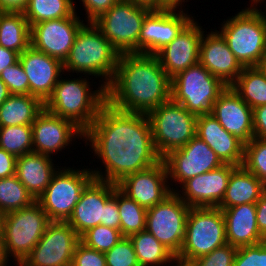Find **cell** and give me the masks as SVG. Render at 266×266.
<instances>
[{
  "mask_svg": "<svg viewBox=\"0 0 266 266\" xmlns=\"http://www.w3.org/2000/svg\"><path fill=\"white\" fill-rule=\"evenodd\" d=\"M91 142L102 160L105 173L91 170L95 179L118 183L131 173L145 170L162 160L157 153L147 115L120 111L107 102L83 140Z\"/></svg>",
  "mask_w": 266,
  "mask_h": 266,
  "instance_id": "6da1fadb",
  "label": "cell"
},
{
  "mask_svg": "<svg viewBox=\"0 0 266 266\" xmlns=\"http://www.w3.org/2000/svg\"><path fill=\"white\" fill-rule=\"evenodd\" d=\"M171 99V78L156 55L122 53L106 87V102L120 111L147 115Z\"/></svg>",
  "mask_w": 266,
  "mask_h": 266,
  "instance_id": "7a4b0ae2",
  "label": "cell"
},
{
  "mask_svg": "<svg viewBox=\"0 0 266 266\" xmlns=\"http://www.w3.org/2000/svg\"><path fill=\"white\" fill-rule=\"evenodd\" d=\"M58 80L52 95L47 99L45 109L50 113L71 120L85 132L97 118L106 103V88L101 84L91 91L86 78Z\"/></svg>",
  "mask_w": 266,
  "mask_h": 266,
  "instance_id": "3957f363",
  "label": "cell"
},
{
  "mask_svg": "<svg viewBox=\"0 0 266 266\" xmlns=\"http://www.w3.org/2000/svg\"><path fill=\"white\" fill-rule=\"evenodd\" d=\"M87 23L79 29L63 68L68 72L75 71L96 78L102 76L106 88L115 74L120 53L93 22Z\"/></svg>",
  "mask_w": 266,
  "mask_h": 266,
  "instance_id": "277c9868",
  "label": "cell"
},
{
  "mask_svg": "<svg viewBox=\"0 0 266 266\" xmlns=\"http://www.w3.org/2000/svg\"><path fill=\"white\" fill-rule=\"evenodd\" d=\"M250 7L222 23L219 32L243 67L261 66L266 58V24L262 11L254 5Z\"/></svg>",
  "mask_w": 266,
  "mask_h": 266,
  "instance_id": "5b68a950",
  "label": "cell"
},
{
  "mask_svg": "<svg viewBox=\"0 0 266 266\" xmlns=\"http://www.w3.org/2000/svg\"><path fill=\"white\" fill-rule=\"evenodd\" d=\"M227 244L223 212L218 207H191L177 260L191 263Z\"/></svg>",
  "mask_w": 266,
  "mask_h": 266,
  "instance_id": "8992f818",
  "label": "cell"
},
{
  "mask_svg": "<svg viewBox=\"0 0 266 266\" xmlns=\"http://www.w3.org/2000/svg\"><path fill=\"white\" fill-rule=\"evenodd\" d=\"M226 87L198 62L171 79V99L196 116L213 114L214 103Z\"/></svg>",
  "mask_w": 266,
  "mask_h": 266,
  "instance_id": "52a82bcc",
  "label": "cell"
},
{
  "mask_svg": "<svg viewBox=\"0 0 266 266\" xmlns=\"http://www.w3.org/2000/svg\"><path fill=\"white\" fill-rule=\"evenodd\" d=\"M150 7L120 0L93 23L118 53H139V37Z\"/></svg>",
  "mask_w": 266,
  "mask_h": 266,
  "instance_id": "ba28073f",
  "label": "cell"
},
{
  "mask_svg": "<svg viewBox=\"0 0 266 266\" xmlns=\"http://www.w3.org/2000/svg\"><path fill=\"white\" fill-rule=\"evenodd\" d=\"M51 223L41 205L31 206L5 214L3 242L6 257H13L17 265L31 253Z\"/></svg>",
  "mask_w": 266,
  "mask_h": 266,
  "instance_id": "9c48e42d",
  "label": "cell"
},
{
  "mask_svg": "<svg viewBox=\"0 0 266 266\" xmlns=\"http://www.w3.org/2000/svg\"><path fill=\"white\" fill-rule=\"evenodd\" d=\"M147 117L155 149L161 158L196 136L197 116L172 99L160 104Z\"/></svg>",
  "mask_w": 266,
  "mask_h": 266,
  "instance_id": "30bf717a",
  "label": "cell"
},
{
  "mask_svg": "<svg viewBox=\"0 0 266 266\" xmlns=\"http://www.w3.org/2000/svg\"><path fill=\"white\" fill-rule=\"evenodd\" d=\"M93 179V173L87 168H58L37 202L51 222H67L83 190Z\"/></svg>",
  "mask_w": 266,
  "mask_h": 266,
  "instance_id": "8fae6325",
  "label": "cell"
},
{
  "mask_svg": "<svg viewBox=\"0 0 266 266\" xmlns=\"http://www.w3.org/2000/svg\"><path fill=\"white\" fill-rule=\"evenodd\" d=\"M190 208L176 192H172L162 202L147 209L145 230L175 257L183 245Z\"/></svg>",
  "mask_w": 266,
  "mask_h": 266,
  "instance_id": "7c38bea8",
  "label": "cell"
},
{
  "mask_svg": "<svg viewBox=\"0 0 266 266\" xmlns=\"http://www.w3.org/2000/svg\"><path fill=\"white\" fill-rule=\"evenodd\" d=\"M80 237L67 222H51L19 266H71Z\"/></svg>",
  "mask_w": 266,
  "mask_h": 266,
  "instance_id": "4fadbf2b",
  "label": "cell"
},
{
  "mask_svg": "<svg viewBox=\"0 0 266 266\" xmlns=\"http://www.w3.org/2000/svg\"><path fill=\"white\" fill-rule=\"evenodd\" d=\"M168 179L183 184L190 178L215 170L224 165L216 153L198 136L182 148L169 152L162 158Z\"/></svg>",
  "mask_w": 266,
  "mask_h": 266,
  "instance_id": "5bb4252c",
  "label": "cell"
},
{
  "mask_svg": "<svg viewBox=\"0 0 266 266\" xmlns=\"http://www.w3.org/2000/svg\"><path fill=\"white\" fill-rule=\"evenodd\" d=\"M84 24L76 12L70 17L36 23L31 26V46L64 62Z\"/></svg>",
  "mask_w": 266,
  "mask_h": 266,
  "instance_id": "9a60e30c",
  "label": "cell"
},
{
  "mask_svg": "<svg viewBox=\"0 0 266 266\" xmlns=\"http://www.w3.org/2000/svg\"><path fill=\"white\" fill-rule=\"evenodd\" d=\"M168 180L165 163L161 160L145 170L128 174L116 184L127 197L148 209L175 192L167 185Z\"/></svg>",
  "mask_w": 266,
  "mask_h": 266,
  "instance_id": "2e32d148",
  "label": "cell"
},
{
  "mask_svg": "<svg viewBox=\"0 0 266 266\" xmlns=\"http://www.w3.org/2000/svg\"><path fill=\"white\" fill-rule=\"evenodd\" d=\"M153 9L144 19L139 37V53L155 55L171 43L192 20L181 9Z\"/></svg>",
  "mask_w": 266,
  "mask_h": 266,
  "instance_id": "e0dca14e",
  "label": "cell"
},
{
  "mask_svg": "<svg viewBox=\"0 0 266 266\" xmlns=\"http://www.w3.org/2000/svg\"><path fill=\"white\" fill-rule=\"evenodd\" d=\"M237 167L224 164L220 168L197 175L182 184L179 197L190 207H218L222 202L231 173Z\"/></svg>",
  "mask_w": 266,
  "mask_h": 266,
  "instance_id": "ac0fdd59",
  "label": "cell"
},
{
  "mask_svg": "<svg viewBox=\"0 0 266 266\" xmlns=\"http://www.w3.org/2000/svg\"><path fill=\"white\" fill-rule=\"evenodd\" d=\"M202 30V26L192 19L171 43L155 54L171 79L199 62Z\"/></svg>",
  "mask_w": 266,
  "mask_h": 266,
  "instance_id": "d6986e66",
  "label": "cell"
},
{
  "mask_svg": "<svg viewBox=\"0 0 266 266\" xmlns=\"http://www.w3.org/2000/svg\"><path fill=\"white\" fill-rule=\"evenodd\" d=\"M33 152L51 157L66 148L72 138L84 137V132L71 120L44 109L32 123Z\"/></svg>",
  "mask_w": 266,
  "mask_h": 266,
  "instance_id": "ffe728a7",
  "label": "cell"
},
{
  "mask_svg": "<svg viewBox=\"0 0 266 266\" xmlns=\"http://www.w3.org/2000/svg\"><path fill=\"white\" fill-rule=\"evenodd\" d=\"M19 61L28 76L29 94L45 103L52 95L61 72H64L63 62L34 49L31 45L20 54Z\"/></svg>",
  "mask_w": 266,
  "mask_h": 266,
  "instance_id": "44dd1931",
  "label": "cell"
},
{
  "mask_svg": "<svg viewBox=\"0 0 266 266\" xmlns=\"http://www.w3.org/2000/svg\"><path fill=\"white\" fill-rule=\"evenodd\" d=\"M220 125L244 145L254 137L253 109L227 86L214 103L213 114Z\"/></svg>",
  "mask_w": 266,
  "mask_h": 266,
  "instance_id": "7402d4cb",
  "label": "cell"
},
{
  "mask_svg": "<svg viewBox=\"0 0 266 266\" xmlns=\"http://www.w3.org/2000/svg\"><path fill=\"white\" fill-rule=\"evenodd\" d=\"M116 188V183L95 178L85 187L67 220L79 237L90 228L103 225L104 205Z\"/></svg>",
  "mask_w": 266,
  "mask_h": 266,
  "instance_id": "603a6c76",
  "label": "cell"
},
{
  "mask_svg": "<svg viewBox=\"0 0 266 266\" xmlns=\"http://www.w3.org/2000/svg\"><path fill=\"white\" fill-rule=\"evenodd\" d=\"M206 36V38H205ZM201 38L199 62L226 86H231L243 70V66L229 49L219 31H211Z\"/></svg>",
  "mask_w": 266,
  "mask_h": 266,
  "instance_id": "cb8c5ba5",
  "label": "cell"
},
{
  "mask_svg": "<svg viewBox=\"0 0 266 266\" xmlns=\"http://www.w3.org/2000/svg\"><path fill=\"white\" fill-rule=\"evenodd\" d=\"M196 136L216 153L223 164L242 166L244 144L227 132L212 114L197 116Z\"/></svg>",
  "mask_w": 266,
  "mask_h": 266,
  "instance_id": "d4e9b609",
  "label": "cell"
},
{
  "mask_svg": "<svg viewBox=\"0 0 266 266\" xmlns=\"http://www.w3.org/2000/svg\"><path fill=\"white\" fill-rule=\"evenodd\" d=\"M225 221L227 243L240 248L259 244L264 237L257 227L256 205L248 203L221 209Z\"/></svg>",
  "mask_w": 266,
  "mask_h": 266,
  "instance_id": "484cf974",
  "label": "cell"
},
{
  "mask_svg": "<svg viewBox=\"0 0 266 266\" xmlns=\"http://www.w3.org/2000/svg\"><path fill=\"white\" fill-rule=\"evenodd\" d=\"M52 161L50 156L35 152L17 157L15 175L36 201L57 170Z\"/></svg>",
  "mask_w": 266,
  "mask_h": 266,
  "instance_id": "4316f807",
  "label": "cell"
},
{
  "mask_svg": "<svg viewBox=\"0 0 266 266\" xmlns=\"http://www.w3.org/2000/svg\"><path fill=\"white\" fill-rule=\"evenodd\" d=\"M266 191V185L243 166L237 167L229 178L225 196L218 208L256 203Z\"/></svg>",
  "mask_w": 266,
  "mask_h": 266,
  "instance_id": "83f0119b",
  "label": "cell"
},
{
  "mask_svg": "<svg viewBox=\"0 0 266 266\" xmlns=\"http://www.w3.org/2000/svg\"><path fill=\"white\" fill-rule=\"evenodd\" d=\"M44 109V102L36 96L11 94L0 106V127L32 125Z\"/></svg>",
  "mask_w": 266,
  "mask_h": 266,
  "instance_id": "f1b7e54d",
  "label": "cell"
},
{
  "mask_svg": "<svg viewBox=\"0 0 266 266\" xmlns=\"http://www.w3.org/2000/svg\"><path fill=\"white\" fill-rule=\"evenodd\" d=\"M31 45V27L23 12L0 11V46L19 54Z\"/></svg>",
  "mask_w": 266,
  "mask_h": 266,
  "instance_id": "f546056e",
  "label": "cell"
},
{
  "mask_svg": "<svg viewBox=\"0 0 266 266\" xmlns=\"http://www.w3.org/2000/svg\"><path fill=\"white\" fill-rule=\"evenodd\" d=\"M231 86L252 109L266 105V72L261 66L244 67Z\"/></svg>",
  "mask_w": 266,
  "mask_h": 266,
  "instance_id": "4dcf8cb0",
  "label": "cell"
},
{
  "mask_svg": "<svg viewBox=\"0 0 266 266\" xmlns=\"http://www.w3.org/2000/svg\"><path fill=\"white\" fill-rule=\"evenodd\" d=\"M140 266H163L174 263L175 256L146 230L129 236Z\"/></svg>",
  "mask_w": 266,
  "mask_h": 266,
  "instance_id": "1f68e13d",
  "label": "cell"
},
{
  "mask_svg": "<svg viewBox=\"0 0 266 266\" xmlns=\"http://www.w3.org/2000/svg\"><path fill=\"white\" fill-rule=\"evenodd\" d=\"M75 12L73 0H29L23 11L30 27L43 21L70 17Z\"/></svg>",
  "mask_w": 266,
  "mask_h": 266,
  "instance_id": "d6a6232c",
  "label": "cell"
},
{
  "mask_svg": "<svg viewBox=\"0 0 266 266\" xmlns=\"http://www.w3.org/2000/svg\"><path fill=\"white\" fill-rule=\"evenodd\" d=\"M35 201L16 175L0 178V208L5 214L29 207Z\"/></svg>",
  "mask_w": 266,
  "mask_h": 266,
  "instance_id": "836d02e7",
  "label": "cell"
},
{
  "mask_svg": "<svg viewBox=\"0 0 266 266\" xmlns=\"http://www.w3.org/2000/svg\"><path fill=\"white\" fill-rule=\"evenodd\" d=\"M118 209L120 216V232L123 237L144 231L146 227L147 209L140 206L118 189Z\"/></svg>",
  "mask_w": 266,
  "mask_h": 266,
  "instance_id": "e575fe53",
  "label": "cell"
},
{
  "mask_svg": "<svg viewBox=\"0 0 266 266\" xmlns=\"http://www.w3.org/2000/svg\"><path fill=\"white\" fill-rule=\"evenodd\" d=\"M0 148L16 157L33 152L32 125L0 127Z\"/></svg>",
  "mask_w": 266,
  "mask_h": 266,
  "instance_id": "d590c367",
  "label": "cell"
},
{
  "mask_svg": "<svg viewBox=\"0 0 266 266\" xmlns=\"http://www.w3.org/2000/svg\"><path fill=\"white\" fill-rule=\"evenodd\" d=\"M242 166L266 185V139L253 137L244 145Z\"/></svg>",
  "mask_w": 266,
  "mask_h": 266,
  "instance_id": "8d00e7d4",
  "label": "cell"
},
{
  "mask_svg": "<svg viewBox=\"0 0 266 266\" xmlns=\"http://www.w3.org/2000/svg\"><path fill=\"white\" fill-rule=\"evenodd\" d=\"M122 237L123 236L118 229L110 228L104 225H97L84 232L80 236V242L91 249L105 253L110 250Z\"/></svg>",
  "mask_w": 266,
  "mask_h": 266,
  "instance_id": "74e56055",
  "label": "cell"
},
{
  "mask_svg": "<svg viewBox=\"0 0 266 266\" xmlns=\"http://www.w3.org/2000/svg\"><path fill=\"white\" fill-rule=\"evenodd\" d=\"M104 254L106 257V266H140L129 237H122Z\"/></svg>",
  "mask_w": 266,
  "mask_h": 266,
  "instance_id": "f35d334b",
  "label": "cell"
},
{
  "mask_svg": "<svg viewBox=\"0 0 266 266\" xmlns=\"http://www.w3.org/2000/svg\"><path fill=\"white\" fill-rule=\"evenodd\" d=\"M0 79L6 84L11 94H29V81L25 70L18 61L0 73Z\"/></svg>",
  "mask_w": 266,
  "mask_h": 266,
  "instance_id": "ab89813d",
  "label": "cell"
},
{
  "mask_svg": "<svg viewBox=\"0 0 266 266\" xmlns=\"http://www.w3.org/2000/svg\"><path fill=\"white\" fill-rule=\"evenodd\" d=\"M237 247L225 244L211 253L192 261L193 266H233Z\"/></svg>",
  "mask_w": 266,
  "mask_h": 266,
  "instance_id": "60d3db41",
  "label": "cell"
},
{
  "mask_svg": "<svg viewBox=\"0 0 266 266\" xmlns=\"http://www.w3.org/2000/svg\"><path fill=\"white\" fill-rule=\"evenodd\" d=\"M233 266H266V249L261 242L237 249Z\"/></svg>",
  "mask_w": 266,
  "mask_h": 266,
  "instance_id": "b9f144b4",
  "label": "cell"
},
{
  "mask_svg": "<svg viewBox=\"0 0 266 266\" xmlns=\"http://www.w3.org/2000/svg\"><path fill=\"white\" fill-rule=\"evenodd\" d=\"M71 266H106V257L103 252L79 242L72 257Z\"/></svg>",
  "mask_w": 266,
  "mask_h": 266,
  "instance_id": "7bdbcfd3",
  "label": "cell"
},
{
  "mask_svg": "<svg viewBox=\"0 0 266 266\" xmlns=\"http://www.w3.org/2000/svg\"><path fill=\"white\" fill-rule=\"evenodd\" d=\"M103 225L120 230V216L118 209V188L104 205Z\"/></svg>",
  "mask_w": 266,
  "mask_h": 266,
  "instance_id": "ee69618b",
  "label": "cell"
},
{
  "mask_svg": "<svg viewBox=\"0 0 266 266\" xmlns=\"http://www.w3.org/2000/svg\"><path fill=\"white\" fill-rule=\"evenodd\" d=\"M85 7L88 22H93L120 0H81Z\"/></svg>",
  "mask_w": 266,
  "mask_h": 266,
  "instance_id": "f6af8a7d",
  "label": "cell"
},
{
  "mask_svg": "<svg viewBox=\"0 0 266 266\" xmlns=\"http://www.w3.org/2000/svg\"><path fill=\"white\" fill-rule=\"evenodd\" d=\"M17 157L0 148V178H7L16 174Z\"/></svg>",
  "mask_w": 266,
  "mask_h": 266,
  "instance_id": "bcb514c9",
  "label": "cell"
},
{
  "mask_svg": "<svg viewBox=\"0 0 266 266\" xmlns=\"http://www.w3.org/2000/svg\"><path fill=\"white\" fill-rule=\"evenodd\" d=\"M254 137L266 139V105L253 109Z\"/></svg>",
  "mask_w": 266,
  "mask_h": 266,
  "instance_id": "7dc6e473",
  "label": "cell"
},
{
  "mask_svg": "<svg viewBox=\"0 0 266 266\" xmlns=\"http://www.w3.org/2000/svg\"><path fill=\"white\" fill-rule=\"evenodd\" d=\"M256 205L257 227L261 235L266 237V191L262 194Z\"/></svg>",
  "mask_w": 266,
  "mask_h": 266,
  "instance_id": "c3c4849f",
  "label": "cell"
},
{
  "mask_svg": "<svg viewBox=\"0 0 266 266\" xmlns=\"http://www.w3.org/2000/svg\"><path fill=\"white\" fill-rule=\"evenodd\" d=\"M20 54L0 46V73L19 61Z\"/></svg>",
  "mask_w": 266,
  "mask_h": 266,
  "instance_id": "681fc988",
  "label": "cell"
},
{
  "mask_svg": "<svg viewBox=\"0 0 266 266\" xmlns=\"http://www.w3.org/2000/svg\"><path fill=\"white\" fill-rule=\"evenodd\" d=\"M29 0H0V11L23 12Z\"/></svg>",
  "mask_w": 266,
  "mask_h": 266,
  "instance_id": "f907efd6",
  "label": "cell"
},
{
  "mask_svg": "<svg viewBox=\"0 0 266 266\" xmlns=\"http://www.w3.org/2000/svg\"><path fill=\"white\" fill-rule=\"evenodd\" d=\"M136 4L150 7L151 9H162V0H131Z\"/></svg>",
  "mask_w": 266,
  "mask_h": 266,
  "instance_id": "816d5d0a",
  "label": "cell"
},
{
  "mask_svg": "<svg viewBox=\"0 0 266 266\" xmlns=\"http://www.w3.org/2000/svg\"><path fill=\"white\" fill-rule=\"evenodd\" d=\"M8 261L4 250L3 230L2 226H0V266H7Z\"/></svg>",
  "mask_w": 266,
  "mask_h": 266,
  "instance_id": "f5cc1de1",
  "label": "cell"
},
{
  "mask_svg": "<svg viewBox=\"0 0 266 266\" xmlns=\"http://www.w3.org/2000/svg\"><path fill=\"white\" fill-rule=\"evenodd\" d=\"M11 95L6 84L0 79V106L5 102V100Z\"/></svg>",
  "mask_w": 266,
  "mask_h": 266,
  "instance_id": "db71d44e",
  "label": "cell"
},
{
  "mask_svg": "<svg viewBox=\"0 0 266 266\" xmlns=\"http://www.w3.org/2000/svg\"><path fill=\"white\" fill-rule=\"evenodd\" d=\"M185 0H162V9L178 8Z\"/></svg>",
  "mask_w": 266,
  "mask_h": 266,
  "instance_id": "11a10c76",
  "label": "cell"
},
{
  "mask_svg": "<svg viewBox=\"0 0 266 266\" xmlns=\"http://www.w3.org/2000/svg\"><path fill=\"white\" fill-rule=\"evenodd\" d=\"M174 263L177 264V265L175 264L174 266H193L191 263L183 262L177 259L174 260Z\"/></svg>",
  "mask_w": 266,
  "mask_h": 266,
  "instance_id": "9f6ffc18",
  "label": "cell"
},
{
  "mask_svg": "<svg viewBox=\"0 0 266 266\" xmlns=\"http://www.w3.org/2000/svg\"><path fill=\"white\" fill-rule=\"evenodd\" d=\"M4 218H5V213H4L3 210L0 208V226L3 225V223H4Z\"/></svg>",
  "mask_w": 266,
  "mask_h": 266,
  "instance_id": "6f0895ef",
  "label": "cell"
},
{
  "mask_svg": "<svg viewBox=\"0 0 266 266\" xmlns=\"http://www.w3.org/2000/svg\"><path fill=\"white\" fill-rule=\"evenodd\" d=\"M261 1H264V0H251V4H253L254 6H257V4L261 3Z\"/></svg>",
  "mask_w": 266,
  "mask_h": 266,
  "instance_id": "680465c9",
  "label": "cell"
},
{
  "mask_svg": "<svg viewBox=\"0 0 266 266\" xmlns=\"http://www.w3.org/2000/svg\"><path fill=\"white\" fill-rule=\"evenodd\" d=\"M262 69L266 72V58L264 59V61L261 64Z\"/></svg>",
  "mask_w": 266,
  "mask_h": 266,
  "instance_id": "91938a15",
  "label": "cell"
},
{
  "mask_svg": "<svg viewBox=\"0 0 266 266\" xmlns=\"http://www.w3.org/2000/svg\"><path fill=\"white\" fill-rule=\"evenodd\" d=\"M266 11V10H265ZM265 12H262V16L264 18V21H265V24H266V13L264 14Z\"/></svg>",
  "mask_w": 266,
  "mask_h": 266,
  "instance_id": "94428289",
  "label": "cell"
},
{
  "mask_svg": "<svg viewBox=\"0 0 266 266\" xmlns=\"http://www.w3.org/2000/svg\"><path fill=\"white\" fill-rule=\"evenodd\" d=\"M262 243L264 244V248L266 249V237L263 239Z\"/></svg>",
  "mask_w": 266,
  "mask_h": 266,
  "instance_id": "6125c7cd",
  "label": "cell"
}]
</instances>
